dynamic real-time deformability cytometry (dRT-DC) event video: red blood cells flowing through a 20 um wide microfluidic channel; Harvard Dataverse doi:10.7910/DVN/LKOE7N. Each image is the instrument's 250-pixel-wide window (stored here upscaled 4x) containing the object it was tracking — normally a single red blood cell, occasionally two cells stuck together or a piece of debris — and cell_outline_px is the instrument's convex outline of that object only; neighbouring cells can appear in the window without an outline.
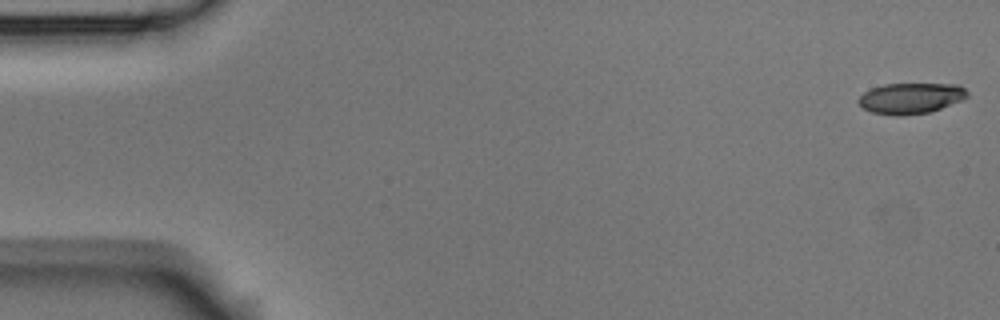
{"species": "Egyptian fruit bat (a non-hibernating species)", "species_latin": "Rousettus aegyptiacus", "temperature_condition": "room temperature", "stored_images_in_passage": 56, "camera_frame_rate_fps": 3000, "um_per_image_px": 0.085, "animal": {"sex": "male"}, "frame": {"image": 1, "passage_image": 1, "time_ms": 0.0, "image_size_px": [1000, 320], "cell_outline_px": [[968, 96], [960, 100], [940, 108], [928, 112], [900, 116], [896, 116], [872, 112], [864, 108], [856, 100], [864, 92], [872, 88], [884, 84], [960, 84], [968, 92]], "centroid_in_image_um": [77.4, 8.34], "position_along_channel_um": 7.6, "area_um2": 19.36}}
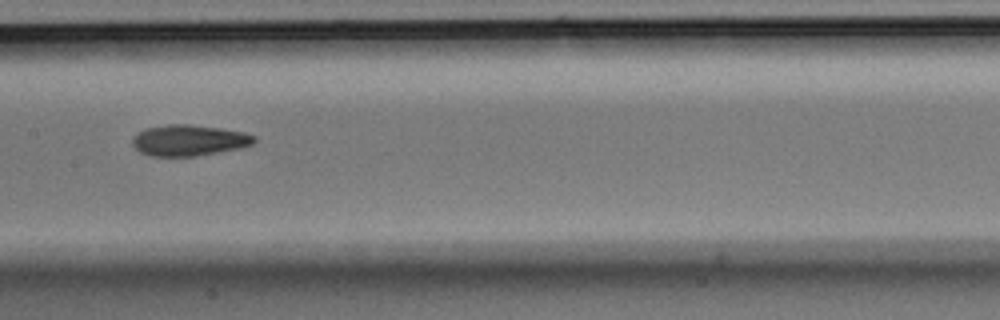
{"frame": {"image": 2, "passage_image": 28, "time_ms": 9.0, "image_size_px": [1000, 320], "cell_outline_px": [[256, 140], [252, 144], [240, 148], [196, 156], [148, 156], [140, 152], [132, 144], [132, 140], [140, 132], [148, 128], [168, 124], [188, 124], [220, 128], [244, 132], [256, 136]], "centroid_in_image_um": [16.09, 11.93], "position_along_channel_um": 191.3, "area_um2": 21.85}}
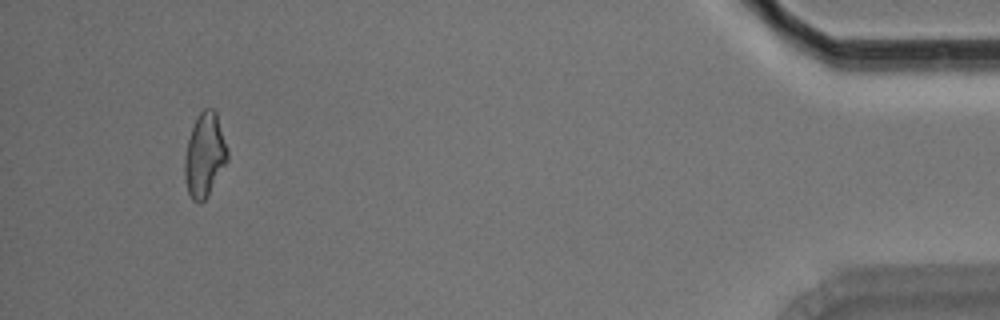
{"frame": {"image": 3, "passage_image": 53, "time_ms": 17.333, "image_size_px": [1000, 320], "cell_outline_px": [[228, 160], [208, 196], [200, 204], [192, 200], [188, 192], [184, 176], [184, 160], [188, 140], [192, 128], [200, 112], [204, 108], [212, 108], [216, 112], [228, 148]], "centroid_in_image_um": [17.4, 13.21], "position_along_channel_um": 417.8, "area_um2": 20.92}, "authors_computed_cell_mechanics": {"area_um2": 21.0103, "velocity_mm_per_s": 3.5791, "shape_relaxation_time_tau1_ms": 6.7155, "shape_relaxation_time_tau2_ms": 4.0087, "deformation_change_tau1": 0.1568, "deformation_change_tau2": 0.111}}